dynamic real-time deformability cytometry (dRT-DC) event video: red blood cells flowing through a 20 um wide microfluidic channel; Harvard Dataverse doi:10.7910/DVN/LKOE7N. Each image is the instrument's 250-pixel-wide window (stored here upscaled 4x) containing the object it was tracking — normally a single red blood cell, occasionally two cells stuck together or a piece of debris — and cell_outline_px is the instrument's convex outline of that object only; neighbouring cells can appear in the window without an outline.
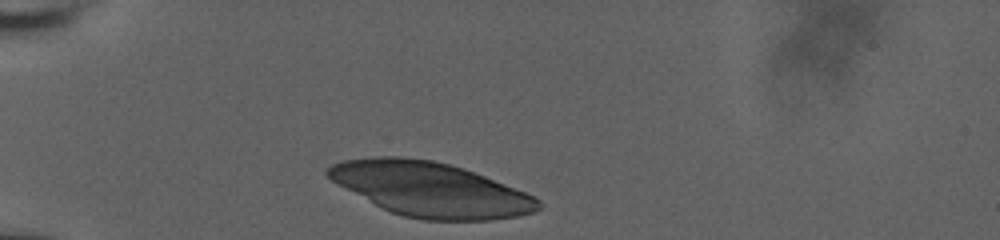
{"species": "human", "species_latin": "Homo sapiens", "temperature_condition": "room temperature", "stored_images_in_passage": 32, "camera_frame_rate_fps": 3000, "um_per_image_px": 0.085, "donor": {"sex": "male"}, "frame": {"image": 1, "passage_image": 1, "time_ms": 0.0, "image_size_px": [1000, 240], "cell_outline_px": [[540, 208], [532, 212], [516, 216], [492, 220], [424, 220], [404, 216], [392, 212], [376, 204], [332, 180], [324, 172], [332, 164], [344, 160], [376, 156], [400, 156], [432, 160], [464, 168], [524, 192], [540, 200]], "centroid_in_image_um": [36.58, 16.09], "position_along_channel_um": 48.4, "area_um2": 65.6}}